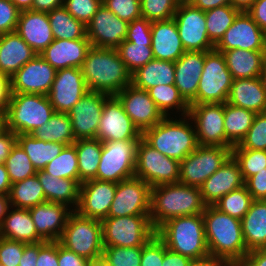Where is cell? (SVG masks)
I'll return each instance as SVG.
<instances>
[{
  "instance_id": "obj_1",
  "label": "cell",
  "mask_w": 266,
  "mask_h": 266,
  "mask_svg": "<svg viewBox=\"0 0 266 266\" xmlns=\"http://www.w3.org/2000/svg\"><path fill=\"white\" fill-rule=\"evenodd\" d=\"M202 217L209 256L229 265H238L249 252L244 242L241 220L219 211L213 205H206Z\"/></svg>"
},
{
  "instance_id": "obj_2",
  "label": "cell",
  "mask_w": 266,
  "mask_h": 266,
  "mask_svg": "<svg viewBox=\"0 0 266 266\" xmlns=\"http://www.w3.org/2000/svg\"><path fill=\"white\" fill-rule=\"evenodd\" d=\"M80 69L90 91L117 95L132 84V74L116 49L91 46Z\"/></svg>"
},
{
  "instance_id": "obj_3",
  "label": "cell",
  "mask_w": 266,
  "mask_h": 266,
  "mask_svg": "<svg viewBox=\"0 0 266 266\" xmlns=\"http://www.w3.org/2000/svg\"><path fill=\"white\" fill-rule=\"evenodd\" d=\"M205 207L198 187L181 183L151 187L149 216L155 230L171 218L202 214Z\"/></svg>"
},
{
  "instance_id": "obj_4",
  "label": "cell",
  "mask_w": 266,
  "mask_h": 266,
  "mask_svg": "<svg viewBox=\"0 0 266 266\" xmlns=\"http://www.w3.org/2000/svg\"><path fill=\"white\" fill-rule=\"evenodd\" d=\"M179 116V120L165 116L159 123L145 130L142 139L161 154L180 162L196 150L198 142L190 116Z\"/></svg>"
},
{
  "instance_id": "obj_5",
  "label": "cell",
  "mask_w": 266,
  "mask_h": 266,
  "mask_svg": "<svg viewBox=\"0 0 266 266\" xmlns=\"http://www.w3.org/2000/svg\"><path fill=\"white\" fill-rule=\"evenodd\" d=\"M165 246L193 261L209 258L202 214L174 217L156 229Z\"/></svg>"
},
{
  "instance_id": "obj_6",
  "label": "cell",
  "mask_w": 266,
  "mask_h": 266,
  "mask_svg": "<svg viewBox=\"0 0 266 266\" xmlns=\"http://www.w3.org/2000/svg\"><path fill=\"white\" fill-rule=\"evenodd\" d=\"M55 112L47 95L11 93L5 112L6 129L17 135L31 134L47 123Z\"/></svg>"
},
{
  "instance_id": "obj_7",
  "label": "cell",
  "mask_w": 266,
  "mask_h": 266,
  "mask_svg": "<svg viewBox=\"0 0 266 266\" xmlns=\"http://www.w3.org/2000/svg\"><path fill=\"white\" fill-rule=\"evenodd\" d=\"M58 242L87 260L103 256L101 220L83 217L73 211Z\"/></svg>"
},
{
  "instance_id": "obj_8",
  "label": "cell",
  "mask_w": 266,
  "mask_h": 266,
  "mask_svg": "<svg viewBox=\"0 0 266 266\" xmlns=\"http://www.w3.org/2000/svg\"><path fill=\"white\" fill-rule=\"evenodd\" d=\"M232 82L224 55L215 49L205 52L197 95L191 104L226 103Z\"/></svg>"
},
{
  "instance_id": "obj_9",
  "label": "cell",
  "mask_w": 266,
  "mask_h": 266,
  "mask_svg": "<svg viewBox=\"0 0 266 266\" xmlns=\"http://www.w3.org/2000/svg\"><path fill=\"white\" fill-rule=\"evenodd\" d=\"M101 224L103 246H143L156 234L150 216L106 217Z\"/></svg>"
},
{
  "instance_id": "obj_10",
  "label": "cell",
  "mask_w": 266,
  "mask_h": 266,
  "mask_svg": "<svg viewBox=\"0 0 266 266\" xmlns=\"http://www.w3.org/2000/svg\"><path fill=\"white\" fill-rule=\"evenodd\" d=\"M135 177L150 187L179 183V161L161 154L141 138L136 147Z\"/></svg>"
},
{
  "instance_id": "obj_11",
  "label": "cell",
  "mask_w": 266,
  "mask_h": 266,
  "mask_svg": "<svg viewBox=\"0 0 266 266\" xmlns=\"http://www.w3.org/2000/svg\"><path fill=\"white\" fill-rule=\"evenodd\" d=\"M232 155V148L198 145L179 162V183L200 188Z\"/></svg>"
},
{
  "instance_id": "obj_12",
  "label": "cell",
  "mask_w": 266,
  "mask_h": 266,
  "mask_svg": "<svg viewBox=\"0 0 266 266\" xmlns=\"http://www.w3.org/2000/svg\"><path fill=\"white\" fill-rule=\"evenodd\" d=\"M138 141L102 142V153L95 179L119 183L134 177Z\"/></svg>"
},
{
  "instance_id": "obj_13",
  "label": "cell",
  "mask_w": 266,
  "mask_h": 266,
  "mask_svg": "<svg viewBox=\"0 0 266 266\" xmlns=\"http://www.w3.org/2000/svg\"><path fill=\"white\" fill-rule=\"evenodd\" d=\"M151 187L141 178L131 177L117 183L108 217L149 216Z\"/></svg>"
},
{
  "instance_id": "obj_14",
  "label": "cell",
  "mask_w": 266,
  "mask_h": 266,
  "mask_svg": "<svg viewBox=\"0 0 266 266\" xmlns=\"http://www.w3.org/2000/svg\"><path fill=\"white\" fill-rule=\"evenodd\" d=\"M173 18L185 51L214 50L215 45L208 38L204 11L190 3H179Z\"/></svg>"
},
{
  "instance_id": "obj_15",
  "label": "cell",
  "mask_w": 266,
  "mask_h": 266,
  "mask_svg": "<svg viewBox=\"0 0 266 266\" xmlns=\"http://www.w3.org/2000/svg\"><path fill=\"white\" fill-rule=\"evenodd\" d=\"M142 133L125 113L122 102L116 95L108 96L102 108L96 139L101 142L140 140Z\"/></svg>"
},
{
  "instance_id": "obj_16",
  "label": "cell",
  "mask_w": 266,
  "mask_h": 266,
  "mask_svg": "<svg viewBox=\"0 0 266 266\" xmlns=\"http://www.w3.org/2000/svg\"><path fill=\"white\" fill-rule=\"evenodd\" d=\"M198 145L225 147L224 103L190 104Z\"/></svg>"
},
{
  "instance_id": "obj_17",
  "label": "cell",
  "mask_w": 266,
  "mask_h": 266,
  "mask_svg": "<svg viewBox=\"0 0 266 266\" xmlns=\"http://www.w3.org/2000/svg\"><path fill=\"white\" fill-rule=\"evenodd\" d=\"M80 68L59 69L48 93V98L57 113H68L88 92Z\"/></svg>"
},
{
  "instance_id": "obj_18",
  "label": "cell",
  "mask_w": 266,
  "mask_h": 266,
  "mask_svg": "<svg viewBox=\"0 0 266 266\" xmlns=\"http://www.w3.org/2000/svg\"><path fill=\"white\" fill-rule=\"evenodd\" d=\"M56 72V69L37 54L10 78L11 93L48 95Z\"/></svg>"
},
{
  "instance_id": "obj_19",
  "label": "cell",
  "mask_w": 266,
  "mask_h": 266,
  "mask_svg": "<svg viewBox=\"0 0 266 266\" xmlns=\"http://www.w3.org/2000/svg\"><path fill=\"white\" fill-rule=\"evenodd\" d=\"M117 183L90 179L80 184L76 212L87 218L103 220L108 217Z\"/></svg>"
},
{
  "instance_id": "obj_20",
  "label": "cell",
  "mask_w": 266,
  "mask_h": 266,
  "mask_svg": "<svg viewBox=\"0 0 266 266\" xmlns=\"http://www.w3.org/2000/svg\"><path fill=\"white\" fill-rule=\"evenodd\" d=\"M128 25L102 4L86 25L87 38L93 47L116 49L125 40Z\"/></svg>"
},
{
  "instance_id": "obj_21",
  "label": "cell",
  "mask_w": 266,
  "mask_h": 266,
  "mask_svg": "<svg viewBox=\"0 0 266 266\" xmlns=\"http://www.w3.org/2000/svg\"><path fill=\"white\" fill-rule=\"evenodd\" d=\"M108 96L89 90L67 113L71 120L75 140L96 138L102 108Z\"/></svg>"
},
{
  "instance_id": "obj_22",
  "label": "cell",
  "mask_w": 266,
  "mask_h": 266,
  "mask_svg": "<svg viewBox=\"0 0 266 266\" xmlns=\"http://www.w3.org/2000/svg\"><path fill=\"white\" fill-rule=\"evenodd\" d=\"M264 41L265 32L247 12L241 11L214 49L216 51L230 49L264 50Z\"/></svg>"
},
{
  "instance_id": "obj_23",
  "label": "cell",
  "mask_w": 266,
  "mask_h": 266,
  "mask_svg": "<svg viewBox=\"0 0 266 266\" xmlns=\"http://www.w3.org/2000/svg\"><path fill=\"white\" fill-rule=\"evenodd\" d=\"M116 96L122 102L125 113L141 133L165 117L148 92L135 87L133 84L126 86Z\"/></svg>"
},
{
  "instance_id": "obj_24",
  "label": "cell",
  "mask_w": 266,
  "mask_h": 266,
  "mask_svg": "<svg viewBox=\"0 0 266 266\" xmlns=\"http://www.w3.org/2000/svg\"><path fill=\"white\" fill-rule=\"evenodd\" d=\"M244 186L238 162L231 155L200 187L203 202L214 205L224 195Z\"/></svg>"
},
{
  "instance_id": "obj_25",
  "label": "cell",
  "mask_w": 266,
  "mask_h": 266,
  "mask_svg": "<svg viewBox=\"0 0 266 266\" xmlns=\"http://www.w3.org/2000/svg\"><path fill=\"white\" fill-rule=\"evenodd\" d=\"M29 212L38 235L44 241H58L73 210L64 204L46 201L30 208Z\"/></svg>"
},
{
  "instance_id": "obj_26",
  "label": "cell",
  "mask_w": 266,
  "mask_h": 266,
  "mask_svg": "<svg viewBox=\"0 0 266 266\" xmlns=\"http://www.w3.org/2000/svg\"><path fill=\"white\" fill-rule=\"evenodd\" d=\"M15 31L37 54L54 40L47 12L20 11Z\"/></svg>"
},
{
  "instance_id": "obj_27",
  "label": "cell",
  "mask_w": 266,
  "mask_h": 266,
  "mask_svg": "<svg viewBox=\"0 0 266 266\" xmlns=\"http://www.w3.org/2000/svg\"><path fill=\"white\" fill-rule=\"evenodd\" d=\"M205 63V52L185 51L174 62L175 83L181 96L190 105L196 98L199 80Z\"/></svg>"
},
{
  "instance_id": "obj_28",
  "label": "cell",
  "mask_w": 266,
  "mask_h": 266,
  "mask_svg": "<svg viewBox=\"0 0 266 266\" xmlns=\"http://www.w3.org/2000/svg\"><path fill=\"white\" fill-rule=\"evenodd\" d=\"M90 47L88 38L54 39L40 55L56 70L71 67L81 68Z\"/></svg>"
},
{
  "instance_id": "obj_29",
  "label": "cell",
  "mask_w": 266,
  "mask_h": 266,
  "mask_svg": "<svg viewBox=\"0 0 266 266\" xmlns=\"http://www.w3.org/2000/svg\"><path fill=\"white\" fill-rule=\"evenodd\" d=\"M151 48L158 60L175 62L185 53L174 18L152 22Z\"/></svg>"
},
{
  "instance_id": "obj_30",
  "label": "cell",
  "mask_w": 266,
  "mask_h": 266,
  "mask_svg": "<svg viewBox=\"0 0 266 266\" xmlns=\"http://www.w3.org/2000/svg\"><path fill=\"white\" fill-rule=\"evenodd\" d=\"M37 53L16 32L0 35V73L11 78Z\"/></svg>"
},
{
  "instance_id": "obj_31",
  "label": "cell",
  "mask_w": 266,
  "mask_h": 266,
  "mask_svg": "<svg viewBox=\"0 0 266 266\" xmlns=\"http://www.w3.org/2000/svg\"><path fill=\"white\" fill-rule=\"evenodd\" d=\"M227 103L256 114L266 112V91L260 77L233 79Z\"/></svg>"
},
{
  "instance_id": "obj_32",
  "label": "cell",
  "mask_w": 266,
  "mask_h": 266,
  "mask_svg": "<svg viewBox=\"0 0 266 266\" xmlns=\"http://www.w3.org/2000/svg\"><path fill=\"white\" fill-rule=\"evenodd\" d=\"M0 236L27 244L44 241L36 231L29 209L15 207L9 208L0 225Z\"/></svg>"
},
{
  "instance_id": "obj_33",
  "label": "cell",
  "mask_w": 266,
  "mask_h": 266,
  "mask_svg": "<svg viewBox=\"0 0 266 266\" xmlns=\"http://www.w3.org/2000/svg\"><path fill=\"white\" fill-rule=\"evenodd\" d=\"M218 52L224 55L233 79L260 77L263 64L266 62L264 50L230 49Z\"/></svg>"
},
{
  "instance_id": "obj_34",
  "label": "cell",
  "mask_w": 266,
  "mask_h": 266,
  "mask_svg": "<svg viewBox=\"0 0 266 266\" xmlns=\"http://www.w3.org/2000/svg\"><path fill=\"white\" fill-rule=\"evenodd\" d=\"M36 175L43 187L46 201L61 203L76 210L80 191V184L76 180L56 178L44 170H38Z\"/></svg>"
},
{
  "instance_id": "obj_35",
  "label": "cell",
  "mask_w": 266,
  "mask_h": 266,
  "mask_svg": "<svg viewBox=\"0 0 266 266\" xmlns=\"http://www.w3.org/2000/svg\"><path fill=\"white\" fill-rule=\"evenodd\" d=\"M241 226L248 251L266 248V200L252 201Z\"/></svg>"
},
{
  "instance_id": "obj_36",
  "label": "cell",
  "mask_w": 266,
  "mask_h": 266,
  "mask_svg": "<svg viewBox=\"0 0 266 266\" xmlns=\"http://www.w3.org/2000/svg\"><path fill=\"white\" fill-rule=\"evenodd\" d=\"M175 83L174 62L153 59L132 74V84L143 90Z\"/></svg>"
},
{
  "instance_id": "obj_37",
  "label": "cell",
  "mask_w": 266,
  "mask_h": 266,
  "mask_svg": "<svg viewBox=\"0 0 266 266\" xmlns=\"http://www.w3.org/2000/svg\"><path fill=\"white\" fill-rule=\"evenodd\" d=\"M256 113L224 103L225 147L238 145L252 126Z\"/></svg>"
},
{
  "instance_id": "obj_38",
  "label": "cell",
  "mask_w": 266,
  "mask_h": 266,
  "mask_svg": "<svg viewBox=\"0 0 266 266\" xmlns=\"http://www.w3.org/2000/svg\"><path fill=\"white\" fill-rule=\"evenodd\" d=\"M17 143L28 155L36 171L43 170L66 146L63 143L39 140L32 134L17 135Z\"/></svg>"
},
{
  "instance_id": "obj_39",
  "label": "cell",
  "mask_w": 266,
  "mask_h": 266,
  "mask_svg": "<svg viewBox=\"0 0 266 266\" xmlns=\"http://www.w3.org/2000/svg\"><path fill=\"white\" fill-rule=\"evenodd\" d=\"M73 145L78 157L79 184L95 179L102 153V142L99 139H79Z\"/></svg>"
},
{
  "instance_id": "obj_40",
  "label": "cell",
  "mask_w": 266,
  "mask_h": 266,
  "mask_svg": "<svg viewBox=\"0 0 266 266\" xmlns=\"http://www.w3.org/2000/svg\"><path fill=\"white\" fill-rule=\"evenodd\" d=\"M31 134L39 140L63 143L66 146L76 141L67 113L55 112L47 123L35 129Z\"/></svg>"
},
{
  "instance_id": "obj_41",
  "label": "cell",
  "mask_w": 266,
  "mask_h": 266,
  "mask_svg": "<svg viewBox=\"0 0 266 266\" xmlns=\"http://www.w3.org/2000/svg\"><path fill=\"white\" fill-rule=\"evenodd\" d=\"M47 15L54 39L87 38L86 25L75 19L63 6L53 9Z\"/></svg>"
},
{
  "instance_id": "obj_42",
  "label": "cell",
  "mask_w": 266,
  "mask_h": 266,
  "mask_svg": "<svg viewBox=\"0 0 266 266\" xmlns=\"http://www.w3.org/2000/svg\"><path fill=\"white\" fill-rule=\"evenodd\" d=\"M11 207L30 209L46 202L43 187L37 175L13 183L9 193Z\"/></svg>"
},
{
  "instance_id": "obj_43",
  "label": "cell",
  "mask_w": 266,
  "mask_h": 266,
  "mask_svg": "<svg viewBox=\"0 0 266 266\" xmlns=\"http://www.w3.org/2000/svg\"><path fill=\"white\" fill-rule=\"evenodd\" d=\"M147 92L164 116H171L170 110L174 111V109H177L176 113L181 112V116L189 114L190 105L174 84L156 85L148 89Z\"/></svg>"
},
{
  "instance_id": "obj_44",
  "label": "cell",
  "mask_w": 266,
  "mask_h": 266,
  "mask_svg": "<svg viewBox=\"0 0 266 266\" xmlns=\"http://www.w3.org/2000/svg\"><path fill=\"white\" fill-rule=\"evenodd\" d=\"M241 11L231 4L205 11L208 38L216 45Z\"/></svg>"
},
{
  "instance_id": "obj_45",
  "label": "cell",
  "mask_w": 266,
  "mask_h": 266,
  "mask_svg": "<svg viewBox=\"0 0 266 266\" xmlns=\"http://www.w3.org/2000/svg\"><path fill=\"white\" fill-rule=\"evenodd\" d=\"M116 50L131 74L154 59L151 42L124 40Z\"/></svg>"
},
{
  "instance_id": "obj_46",
  "label": "cell",
  "mask_w": 266,
  "mask_h": 266,
  "mask_svg": "<svg viewBox=\"0 0 266 266\" xmlns=\"http://www.w3.org/2000/svg\"><path fill=\"white\" fill-rule=\"evenodd\" d=\"M56 178L76 180L79 183L78 157L75 146H65L61 153L43 169Z\"/></svg>"
},
{
  "instance_id": "obj_47",
  "label": "cell",
  "mask_w": 266,
  "mask_h": 266,
  "mask_svg": "<svg viewBox=\"0 0 266 266\" xmlns=\"http://www.w3.org/2000/svg\"><path fill=\"white\" fill-rule=\"evenodd\" d=\"M253 201L246 186L231 191L220 198L213 206L231 217L241 220Z\"/></svg>"
},
{
  "instance_id": "obj_48",
  "label": "cell",
  "mask_w": 266,
  "mask_h": 266,
  "mask_svg": "<svg viewBox=\"0 0 266 266\" xmlns=\"http://www.w3.org/2000/svg\"><path fill=\"white\" fill-rule=\"evenodd\" d=\"M5 166L12 184L32 177L37 172L28 155L17 142L6 158Z\"/></svg>"
},
{
  "instance_id": "obj_49",
  "label": "cell",
  "mask_w": 266,
  "mask_h": 266,
  "mask_svg": "<svg viewBox=\"0 0 266 266\" xmlns=\"http://www.w3.org/2000/svg\"><path fill=\"white\" fill-rule=\"evenodd\" d=\"M232 156L240 166L244 181L266 170V150L232 149Z\"/></svg>"
},
{
  "instance_id": "obj_50",
  "label": "cell",
  "mask_w": 266,
  "mask_h": 266,
  "mask_svg": "<svg viewBox=\"0 0 266 266\" xmlns=\"http://www.w3.org/2000/svg\"><path fill=\"white\" fill-rule=\"evenodd\" d=\"M142 18L154 21L172 19L179 6L178 0H140Z\"/></svg>"
},
{
  "instance_id": "obj_51",
  "label": "cell",
  "mask_w": 266,
  "mask_h": 266,
  "mask_svg": "<svg viewBox=\"0 0 266 266\" xmlns=\"http://www.w3.org/2000/svg\"><path fill=\"white\" fill-rule=\"evenodd\" d=\"M232 149L266 150V112L256 114L245 137Z\"/></svg>"
},
{
  "instance_id": "obj_52",
  "label": "cell",
  "mask_w": 266,
  "mask_h": 266,
  "mask_svg": "<svg viewBox=\"0 0 266 266\" xmlns=\"http://www.w3.org/2000/svg\"><path fill=\"white\" fill-rule=\"evenodd\" d=\"M103 256L113 266H140L142 246H103Z\"/></svg>"
},
{
  "instance_id": "obj_53",
  "label": "cell",
  "mask_w": 266,
  "mask_h": 266,
  "mask_svg": "<svg viewBox=\"0 0 266 266\" xmlns=\"http://www.w3.org/2000/svg\"><path fill=\"white\" fill-rule=\"evenodd\" d=\"M102 4L128 23L142 17L140 0H102Z\"/></svg>"
},
{
  "instance_id": "obj_54",
  "label": "cell",
  "mask_w": 266,
  "mask_h": 266,
  "mask_svg": "<svg viewBox=\"0 0 266 266\" xmlns=\"http://www.w3.org/2000/svg\"><path fill=\"white\" fill-rule=\"evenodd\" d=\"M102 5V0H64L63 7L78 21L87 25Z\"/></svg>"
},
{
  "instance_id": "obj_55",
  "label": "cell",
  "mask_w": 266,
  "mask_h": 266,
  "mask_svg": "<svg viewBox=\"0 0 266 266\" xmlns=\"http://www.w3.org/2000/svg\"><path fill=\"white\" fill-rule=\"evenodd\" d=\"M26 244L0 236V263L4 266H18Z\"/></svg>"
},
{
  "instance_id": "obj_56",
  "label": "cell",
  "mask_w": 266,
  "mask_h": 266,
  "mask_svg": "<svg viewBox=\"0 0 266 266\" xmlns=\"http://www.w3.org/2000/svg\"><path fill=\"white\" fill-rule=\"evenodd\" d=\"M164 242L155 234L142 246L140 266H162Z\"/></svg>"
},
{
  "instance_id": "obj_57",
  "label": "cell",
  "mask_w": 266,
  "mask_h": 266,
  "mask_svg": "<svg viewBox=\"0 0 266 266\" xmlns=\"http://www.w3.org/2000/svg\"><path fill=\"white\" fill-rule=\"evenodd\" d=\"M19 13L10 0H0V35L16 30Z\"/></svg>"
},
{
  "instance_id": "obj_58",
  "label": "cell",
  "mask_w": 266,
  "mask_h": 266,
  "mask_svg": "<svg viewBox=\"0 0 266 266\" xmlns=\"http://www.w3.org/2000/svg\"><path fill=\"white\" fill-rule=\"evenodd\" d=\"M151 24L145 18L133 20L128 25L126 41L129 42H151Z\"/></svg>"
},
{
  "instance_id": "obj_59",
  "label": "cell",
  "mask_w": 266,
  "mask_h": 266,
  "mask_svg": "<svg viewBox=\"0 0 266 266\" xmlns=\"http://www.w3.org/2000/svg\"><path fill=\"white\" fill-rule=\"evenodd\" d=\"M36 266H59L58 241L39 242V253Z\"/></svg>"
},
{
  "instance_id": "obj_60",
  "label": "cell",
  "mask_w": 266,
  "mask_h": 266,
  "mask_svg": "<svg viewBox=\"0 0 266 266\" xmlns=\"http://www.w3.org/2000/svg\"><path fill=\"white\" fill-rule=\"evenodd\" d=\"M244 185L252 196L253 200H266V170L247 178Z\"/></svg>"
},
{
  "instance_id": "obj_61",
  "label": "cell",
  "mask_w": 266,
  "mask_h": 266,
  "mask_svg": "<svg viewBox=\"0 0 266 266\" xmlns=\"http://www.w3.org/2000/svg\"><path fill=\"white\" fill-rule=\"evenodd\" d=\"M89 260L66 249L58 242L59 266H88Z\"/></svg>"
},
{
  "instance_id": "obj_62",
  "label": "cell",
  "mask_w": 266,
  "mask_h": 266,
  "mask_svg": "<svg viewBox=\"0 0 266 266\" xmlns=\"http://www.w3.org/2000/svg\"><path fill=\"white\" fill-rule=\"evenodd\" d=\"M17 142V134L5 129L0 133V163H5L12 147Z\"/></svg>"
},
{
  "instance_id": "obj_63",
  "label": "cell",
  "mask_w": 266,
  "mask_h": 266,
  "mask_svg": "<svg viewBox=\"0 0 266 266\" xmlns=\"http://www.w3.org/2000/svg\"><path fill=\"white\" fill-rule=\"evenodd\" d=\"M246 12L266 32V0H255Z\"/></svg>"
},
{
  "instance_id": "obj_64",
  "label": "cell",
  "mask_w": 266,
  "mask_h": 266,
  "mask_svg": "<svg viewBox=\"0 0 266 266\" xmlns=\"http://www.w3.org/2000/svg\"><path fill=\"white\" fill-rule=\"evenodd\" d=\"M193 260L168 249L164 244V259L162 266H190Z\"/></svg>"
},
{
  "instance_id": "obj_65",
  "label": "cell",
  "mask_w": 266,
  "mask_h": 266,
  "mask_svg": "<svg viewBox=\"0 0 266 266\" xmlns=\"http://www.w3.org/2000/svg\"><path fill=\"white\" fill-rule=\"evenodd\" d=\"M237 266H266V248L249 251Z\"/></svg>"
},
{
  "instance_id": "obj_66",
  "label": "cell",
  "mask_w": 266,
  "mask_h": 266,
  "mask_svg": "<svg viewBox=\"0 0 266 266\" xmlns=\"http://www.w3.org/2000/svg\"><path fill=\"white\" fill-rule=\"evenodd\" d=\"M11 95L10 78L0 73V113L5 114Z\"/></svg>"
},
{
  "instance_id": "obj_67",
  "label": "cell",
  "mask_w": 266,
  "mask_h": 266,
  "mask_svg": "<svg viewBox=\"0 0 266 266\" xmlns=\"http://www.w3.org/2000/svg\"><path fill=\"white\" fill-rule=\"evenodd\" d=\"M38 253L39 243L26 244L18 266H36Z\"/></svg>"
},
{
  "instance_id": "obj_68",
  "label": "cell",
  "mask_w": 266,
  "mask_h": 266,
  "mask_svg": "<svg viewBox=\"0 0 266 266\" xmlns=\"http://www.w3.org/2000/svg\"><path fill=\"white\" fill-rule=\"evenodd\" d=\"M64 0H34L32 10L50 12L55 8L63 6Z\"/></svg>"
},
{
  "instance_id": "obj_69",
  "label": "cell",
  "mask_w": 266,
  "mask_h": 266,
  "mask_svg": "<svg viewBox=\"0 0 266 266\" xmlns=\"http://www.w3.org/2000/svg\"><path fill=\"white\" fill-rule=\"evenodd\" d=\"M190 4L205 12L216 7L229 5L231 0H192Z\"/></svg>"
},
{
  "instance_id": "obj_70",
  "label": "cell",
  "mask_w": 266,
  "mask_h": 266,
  "mask_svg": "<svg viewBox=\"0 0 266 266\" xmlns=\"http://www.w3.org/2000/svg\"><path fill=\"white\" fill-rule=\"evenodd\" d=\"M11 185L5 163H0V194L9 195Z\"/></svg>"
},
{
  "instance_id": "obj_71",
  "label": "cell",
  "mask_w": 266,
  "mask_h": 266,
  "mask_svg": "<svg viewBox=\"0 0 266 266\" xmlns=\"http://www.w3.org/2000/svg\"><path fill=\"white\" fill-rule=\"evenodd\" d=\"M190 266H230L227 262L209 257L203 260L193 261Z\"/></svg>"
},
{
  "instance_id": "obj_72",
  "label": "cell",
  "mask_w": 266,
  "mask_h": 266,
  "mask_svg": "<svg viewBox=\"0 0 266 266\" xmlns=\"http://www.w3.org/2000/svg\"><path fill=\"white\" fill-rule=\"evenodd\" d=\"M10 207L11 204L9 201V195L0 194V225L2 224L4 218L6 217Z\"/></svg>"
},
{
  "instance_id": "obj_73",
  "label": "cell",
  "mask_w": 266,
  "mask_h": 266,
  "mask_svg": "<svg viewBox=\"0 0 266 266\" xmlns=\"http://www.w3.org/2000/svg\"><path fill=\"white\" fill-rule=\"evenodd\" d=\"M255 2V0H231V5L240 10L247 11Z\"/></svg>"
},
{
  "instance_id": "obj_74",
  "label": "cell",
  "mask_w": 266,
  "mask_h": 266,
  "mask_svg": "<svg viewBox=\"0 0 266 266\" xmlns=\"http://www.w3.org/2000/svg\"><path fill=\"white\" fill-rule=\"evenodd\" d=\"M20 11L32 10L34 0H10Z\"/></svg>"
},
{
  "instance_id": "obj_75",
  "label": "cell",
  "mask_w": 266,
  "mask_h": 266,
  "mask_svg": "<svg viewBox=\"0 0 266 266\" xmlns=\"http://www.w3.org/2000/svg\"><path fill=\"white\" fill-rule=\"evenodd\" d=\"M88 266H113L104 256L89 260Z\"/></svg>"
},
{
  "instance_id": "obj_76",
  "label": "cell",
  "mask_w": 266,
  "mask_h": 266,
  "mask_svg": "<svg viewBox=\"0 0 266 266\" xmlns=\"http://www.w3.org/2000/svg\"><path fill=\"white\" fill-rule=\"evenodd\" d=\"M260 79L262 81L263 88L266 91V62L263 64L262 72L260 74Z\"/></svg>"
},
{
  "instance_id": "obj_77",
  "label": "cell",
  "mask_w": 266,
  "mask_h": 266,
  "mask_svg": "<svg viewBox=\"0 0 266 266\" xmlns=\"http://www.w3.org/2000/svg\"><path fill=\"white\" fill-rule=\"evenodd\" d=\"M6 129L5 114L0 113V133Z\"/></svg>"
},
{
  "instance_id": "obj_78",
  "label": "cell",
  "mask_w": 266,
  "mask_h": 266,
  "mask_svg": "<svg viewBox=\"0 0 266 266\" xmlns=\"http://www.w3.org/2000/svg\"><path fill=\"white\" fill-rule=\"evenodd\" d=\"M179 3H190L192 0H178Z\"/></svg>"
},
{
  "instance_id": "obj_79",
  "label": "cell",
  "mask_w": 266,
  "mask_h": 266,
  "mask_svg": "<svg viewBox=\"0 0 266 266\" xmlns=\"http://www.w3.org/2000/svg\"><path fill=\"white\" fill-rule=\"evenodd\" d=\"M264 52H265V56H266V32H265V41H264Z\"/></svg>"
}]
</instances>
